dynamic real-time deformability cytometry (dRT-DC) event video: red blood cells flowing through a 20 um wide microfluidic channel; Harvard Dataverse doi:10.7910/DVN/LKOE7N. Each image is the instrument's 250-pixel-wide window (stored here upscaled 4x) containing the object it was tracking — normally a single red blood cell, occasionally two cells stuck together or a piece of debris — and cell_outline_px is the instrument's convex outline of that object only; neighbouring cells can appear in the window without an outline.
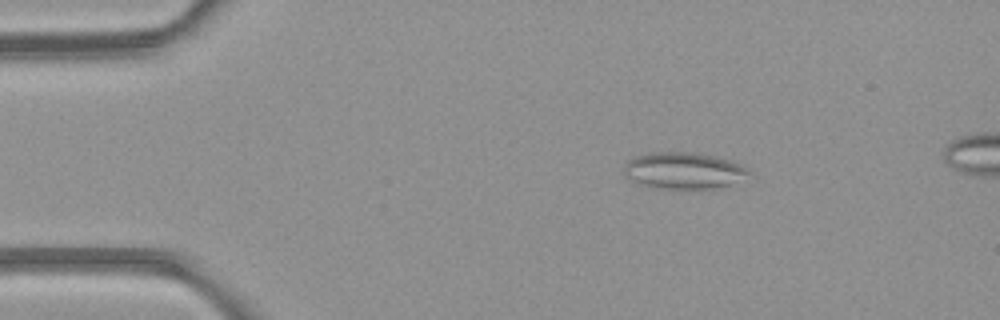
{"species": "common noctule bat (a hibernating species)", "species_latin": "Nyctalus noctula", "temperature_condition": "room temperature", "stored_images_in_passage": 4, "camera_frame_rate_fps": 3000, "um_per_image_px": 0.085, "animal": {"sex": "female", "body_mass_g": 21.9}, "frame": {"image": 1, "passage_image": 3, "time_ms": 2.333, "image_size_px": [1000, 320], "cell_outline_px": [[756, 180], [712, 188], [656, 188], [640, 184], [628, 180], [624, 176], [624, 164], [632, 156], [648, 152], [696, 152], [716, 156], [732, 160], [748, 168], [756, 176]], "centroid_in_image_um": [58.23, 14.5], "position_along_channel_um": 26.8, "area_um2": 27.8}}